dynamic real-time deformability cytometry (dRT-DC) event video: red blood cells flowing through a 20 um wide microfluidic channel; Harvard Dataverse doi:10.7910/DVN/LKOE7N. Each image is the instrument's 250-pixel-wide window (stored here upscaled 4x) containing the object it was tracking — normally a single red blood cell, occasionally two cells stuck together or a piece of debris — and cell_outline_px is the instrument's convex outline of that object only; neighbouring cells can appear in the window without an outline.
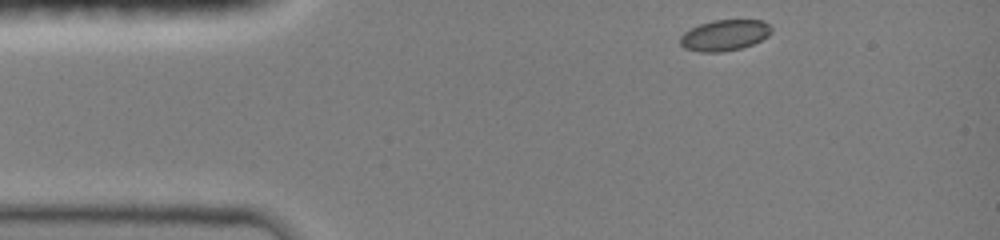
{"species": "common noctule bat (a hibernating species)", "species_latin": "Nyctalus noctula", "temperature_condition": "room temperature", "stored_images_in_passage": 17, "camera_frame_rate_fps": 3000, "um_per_image_px": 0.085, "animal": {"sex": "female", "body_mass_g": 19.0, "forearm_length_mm": 51.5}, "frame": {"image": 1, "passage_image": 1, "time_ms": 0.0, "image_size_px": [1000, 240], "cell_outline_px": [[772, 32], [768, 36], [752, 44], [740, 48], [720, 52], [700, 52], [684, 48], [680, 44], [680, 36], [684, 32], [700, 24], [712, 20], [764, 20], [772, 28]], "centroid_in_image_um": [61.59, 2.99], "position_along_channel_um": 23.4, "area_um2": 16.42}}
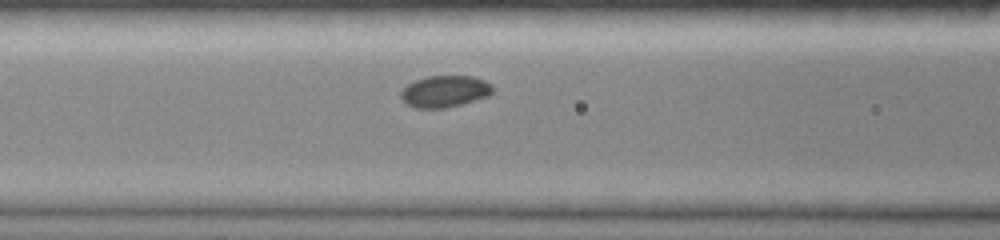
{"frame": {"image": 2, "passage_image": 10, "time_ms": 4.0, "image_size_px": [1000, 240], "cell_outline_px": [[492, 92], [488, 96], [460, 104], [444, 108], [416, 108], [408, 104], [400, 96], [400, 92], [408, 84], [416, 80], [428, 76], [472, 76], [484, 80], [492, 84]], "centroid_in_image_um": [37.81, 7.76], "position_along_channel_um": 128.8, "area_um2": 16.7}}
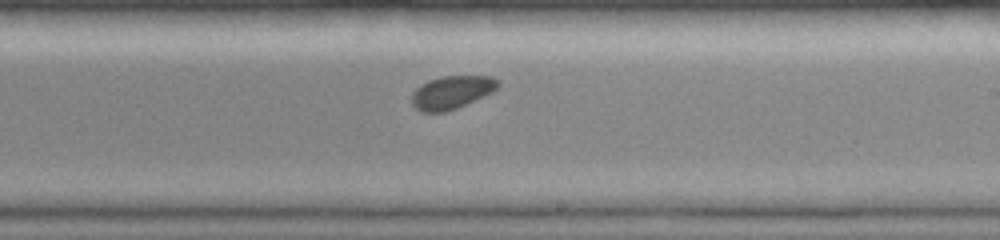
{"frame": {"image": 3, "passage_image": 17, "time_ms": 7.0, "image_size_px": [1000, 240], "cell_outline_px": [[500, 84], [492, 92], [456, 108], [444, 112], [420, 112], [412, 104], [412, 92], [420, 84], [428, 80], [440, 76], [492, 76], [500, 80]], "centroid_in_image_um": [38.37, 7.83], "position_along_channel_um": 250.6, "area_um2": 16.65}}